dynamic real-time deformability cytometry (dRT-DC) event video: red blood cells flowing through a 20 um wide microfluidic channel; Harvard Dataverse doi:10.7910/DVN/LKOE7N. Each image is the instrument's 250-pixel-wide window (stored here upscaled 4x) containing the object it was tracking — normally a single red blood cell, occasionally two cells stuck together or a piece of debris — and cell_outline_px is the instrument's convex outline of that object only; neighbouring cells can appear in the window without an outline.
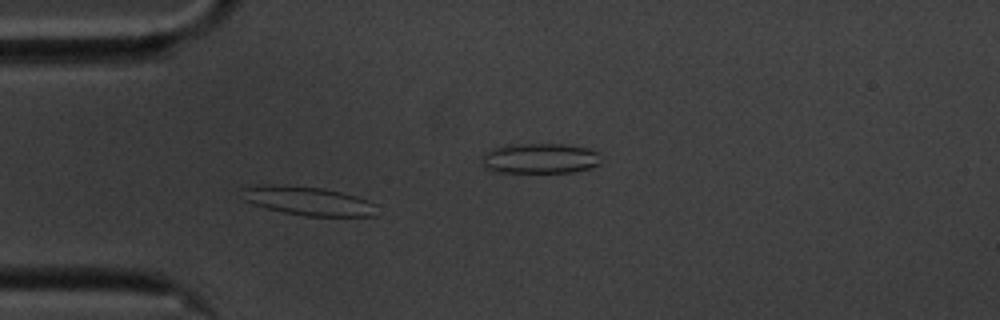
{"species": "common noctule bat (a hibernating species)", "species_latin": "Nyctalus noctula", "temperature_condition": "cold", "stored_images_in_passage": 46, "camera_frame_rate_fps": 3000, "um_per_image_px": 0.085, "animal": {"sex": "male", "body_mass_g": 20.1, "forearm_length_mm": 53.5}, "frame": {"image": 1, "passage_image": 12, "time_ms": 3.667, "image_size_px": [1000, 320], "cell_outline_px": [[376, 216], [308, 216], [284, 212], [252, 204], [244, 200], [240, 188], [268, 184], [324, 188], [356, 196], [368, 200], [376, 204]], "centroid_in_image_um": [26.2, 17.08], "position_along_channel_um": 58.8, "area_um2": 22.48}}
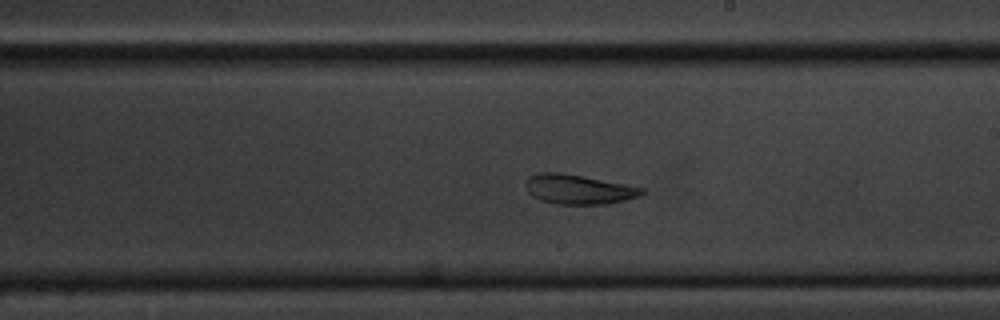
{"frame": {"image": 2, "passage_image": 28, "time_ms": 9.0, "image_size_px": [1000, 320], "cell_outline_px": [[644, 192], [640, 196], [608, 204], [556, 204], [540, 200], [532, 196], [528, 192], [524, 184], [528, 176], [536, 172], [560, 172], [584, 176], [628, 184], [644, 188]], "centroid_in_image_um": [49.15, 16.08], "position_along_channel_um": 239.9, "area_um2": 20.35}}
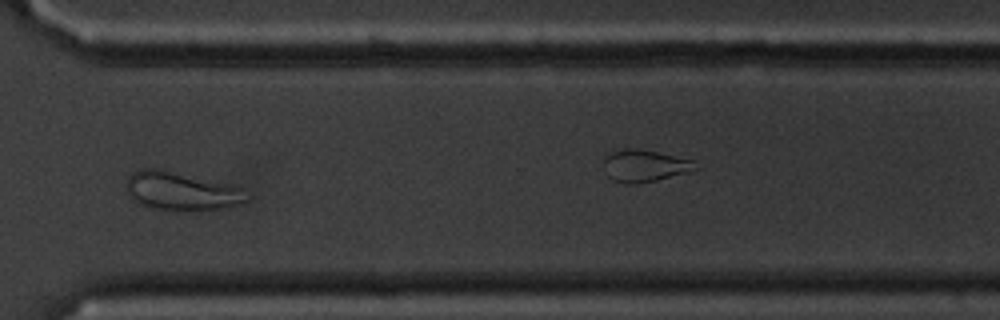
{"frame": {"image": 3, "passage_image": 38, "time_ms": 12.333, "image_size_px": [1000, 320], "cell_outline_px": [[252, 196], [248, 200], [240, 204], [224, 208], [196, 212], [172, 212], [152, 208], [140, 204], [132, 200], [128, 196], [124, 188], [128, 176], [132, 172], [140, 168], [160, 168], [228, 184], [240, 188]], "centroid_in_image_um": [15.37, 16.28], "position_along_channel_um": 355.2, "area_um2": 27.98}, "authors_computed_cell_mechanics": {"area_um2": 21.9929, "velocity_mm_per_s": 3.459, "shape_relaxation_time_tau1_ms": null, "shape_relaxation_time_tau2_ms": 2.7522, "deformation_change_tau1": null, "deformation_change_tau2": 0.1027}}